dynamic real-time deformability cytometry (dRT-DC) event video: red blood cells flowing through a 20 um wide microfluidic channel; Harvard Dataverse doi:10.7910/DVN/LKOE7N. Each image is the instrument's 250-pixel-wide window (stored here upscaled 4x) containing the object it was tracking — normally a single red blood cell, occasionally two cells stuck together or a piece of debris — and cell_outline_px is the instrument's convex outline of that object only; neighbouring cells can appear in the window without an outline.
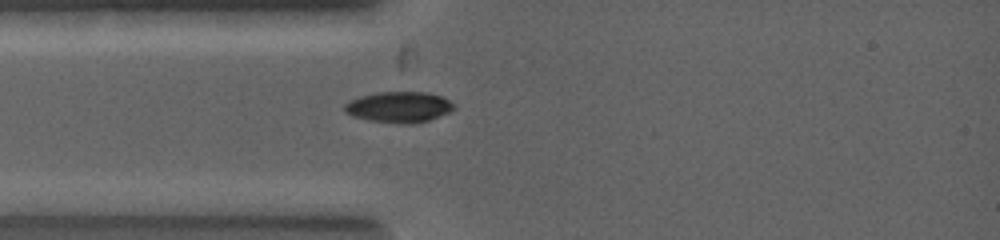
{"species": "common noctule bat (a hibernating species)", "species_latin": "Nyctalus noctula", "temperature_condition": "warm", "stored_images_in_passage": 3, "camera_frame_rate_fps": 5000, "um_per_image_px": 0.085, "animal": {"sex": "female", "body_mass_g": 19.0, "forearm_length_mm": 53.3}, "frame": {"image": 1, "passage_image": 3, "time_ms": 1.8, "image_size_px": [1000, 240], "cell_outline_px": [[456, 108], [448, 112], [428, 120], [416, 124], [400, 124], [368, 120], [352, 116], [344, 112], [344, 104], [352, 100], [364, 96], [380, 92], [424, 92], [440, 96], [448, 100]], "centroid_in_image_um": [33.89, 9.12], "position_along_channel_um": 51.1, "area_um2": 19.42}}